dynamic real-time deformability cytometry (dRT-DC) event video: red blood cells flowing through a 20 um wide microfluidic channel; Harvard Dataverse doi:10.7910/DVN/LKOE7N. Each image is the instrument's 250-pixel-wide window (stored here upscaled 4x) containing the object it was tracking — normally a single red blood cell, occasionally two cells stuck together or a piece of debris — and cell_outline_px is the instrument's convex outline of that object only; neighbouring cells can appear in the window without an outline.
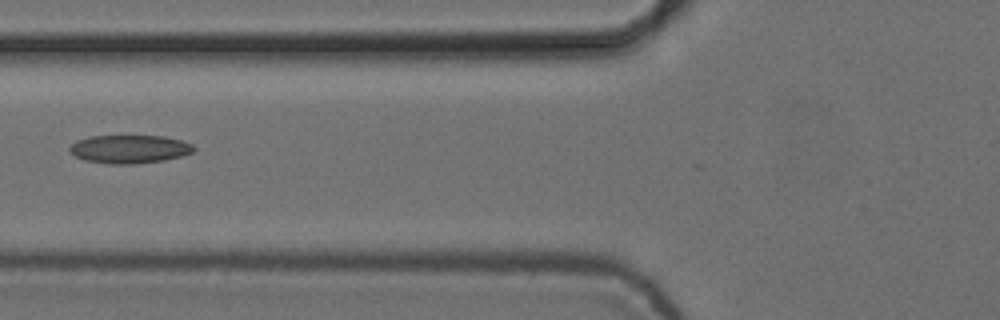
{"species": "common noctule bat (a hibernating species)", "species_latin": "Nyctalus noctula", "temperature_condition": "cold", "stored_images_in_passage": 8, "camera_frame_rate_fps": 3000, "um_per_image_px": 0.085, "animal": {"sex": "female", "body_mass_g": 24.6, "forearm_length_mm": 56.2}, "frame": {"image": 1, "passage_image": 6, "time_ms": 1.667, "image_size_px": [1000, 320], "cell_outline_px": [[196, 148], [192, 152], [184, 156], [164, 160], [136, 164], [108, 164], [84, 160], [68, 152], [68, 148], [76, 140], [88, 136], [164, 136], [180, 140], [192, 144]], "centroid_in_image_um": [10.99, 12.68], "position_along_channel_um": 114.8, "area_um2": 20.69}}
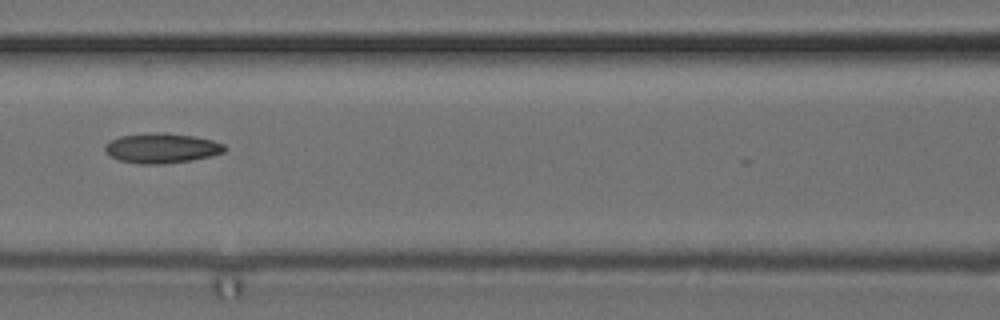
{"frame": {"image": 2, "passage_image": 7, "time_ms": 2.0, "image_size_px": [1000, 320], "cell_outline_px": [[228, 148], [224, 152], [212, 156], [192, 160], [164, 164], [140, 164], [116, 160], [108, 156], [104, 148], [104, 144], [120, 136], [152, 132], [164, 132], [192, 136], [212, 140], [224, 144]], "centroid_in_image_um": [13.73, 12.6], "position_along_channel_um": 152.9, "area_um2": 21.15}}